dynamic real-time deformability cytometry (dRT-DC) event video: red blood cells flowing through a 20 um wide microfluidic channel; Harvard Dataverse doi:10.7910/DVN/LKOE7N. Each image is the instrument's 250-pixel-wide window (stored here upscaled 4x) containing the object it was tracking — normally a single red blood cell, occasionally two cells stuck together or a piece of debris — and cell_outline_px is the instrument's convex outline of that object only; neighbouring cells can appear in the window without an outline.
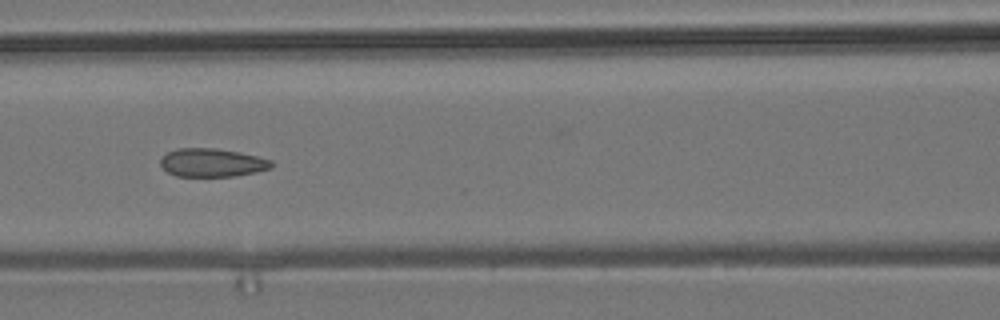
{"species": "common noctule bat (a hibernating species)", "species_latin": "Nyctalus noctula", "temperature_condition": "room temperature", "stored_images_in_passage": 6, "camera_frame_rate_fps": 3000, "um_per_image_px": 0.085, "animal": {"sex": "male", "body_mass_g": 19.2, "forearm_length_mm": 51.8}, "frame": {"image": 1, "passage_image": 4, "time_ms": 3.333, "image_size_px": [1000, 320], "cell_outline_px": [[276, 164], [272, 168], [256, 172], [236, 176], [176, 176], [168, 172], [160, 164], [160, 160], [168, 152], [176, 148], [216, 148], [256, 156], [272, 160]], "centroid_in_image_um": [18.06, 13.83], "position_along_channel_um": 148.5, "area_um2": 18.32}}
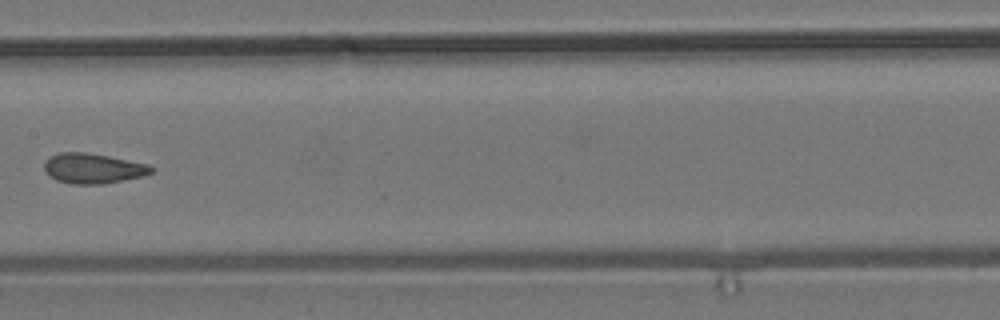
{"frame": {"image": 2, "passage_image": 5, "time_ms": 4.667, "image_size_px": [1000, 320], "cell_outline_px": [[152, 172], [144, 176], [104, 184], [72, 184], [56, 180], [48, 176], [44, 172], [44, 160], [48, 156], [60, 152], [88, 152], [148, 164], [152, 168]], "centroid_in_image_um": [7.84, 14.31], "position_along_channel_um": 199.6, "area_um2": 19.02}}
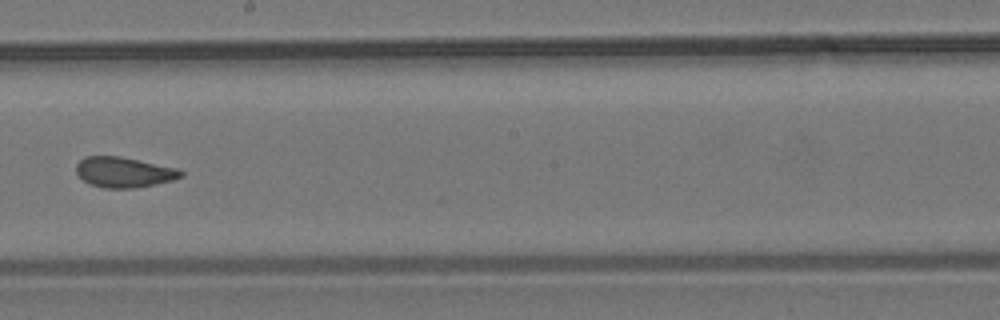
{"frame": {"image": 3, "passage_image": 6, "time_ms": 5.667, "image_size_px": [1000, 320], "cell_outline_px": [[184, 176], [172, 180], [132, 188], [104, 188], [92, 184], [84, 180], [76, 172], [76, 164], [84, 156], [120, 156], [176, 168], [184, 172]], "centroid_in_image_um": [10.52, 14.62], "position_along_channel_um": 237.7, "area_um2": 18.26}}